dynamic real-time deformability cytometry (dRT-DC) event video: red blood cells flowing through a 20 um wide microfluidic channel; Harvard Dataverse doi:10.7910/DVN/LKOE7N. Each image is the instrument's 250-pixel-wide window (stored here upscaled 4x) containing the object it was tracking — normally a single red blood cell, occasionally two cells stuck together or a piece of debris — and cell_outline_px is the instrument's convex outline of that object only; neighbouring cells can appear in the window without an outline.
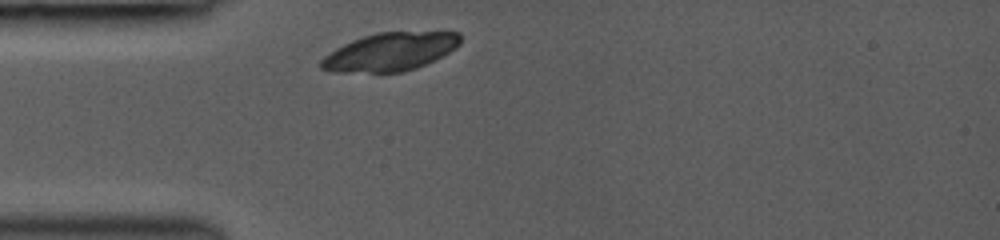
{"species": "common noctule bat (a hibernating species)", "species_latin": "Nyctalus noctula", "temperature_condition": "room temperature", "stored_images_in_passage": 3, "camera_frame_rate_fps": 3000, "um_per_image_px": 0.085, "animal": {"sex": "female", "body_mass_g": 19.0, "forearm_length_mm": 53.3}, "frame": {"image": 1, "passage_image": 1, "time_ms": 0.0, "image_size_px": [1000, 240], "cell_outline_px": [[460, 44], [456, 48], [416, 68], [404, 72], [332, 72], [320, 68], [320, 60], [324, 56], [336, 48], [352, 40], [364, 36], [380, 32], [460, 32]], "centroid_in_image_um": [33.13, 4.41], "position_along_channel_um": 51.9, "area_um2": 30.69}}
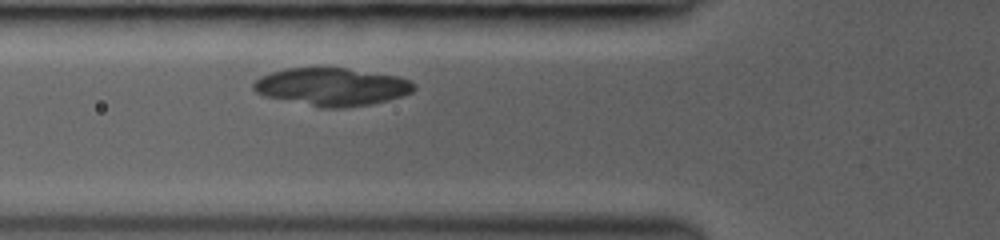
{"frame": {"image": 2, "passage_image": 3, "time_ms": 1.333, "image_size_px": [1000, 240], "cell_outline_px": [[416, 88], [412, 92], [400, 96], [372, 104], [344, 108], [320, 108], [264, 96], [256, 92], [252, 88], [252, 84], [260, 76], [272, 72], [288, 68], [348, 68], [396, 76], [408, 80], [416, 84]], "centroid_in_image_um": [28.18, 7.39], "position_along_channel_um": 97.6, "area_um2": 35.37}}